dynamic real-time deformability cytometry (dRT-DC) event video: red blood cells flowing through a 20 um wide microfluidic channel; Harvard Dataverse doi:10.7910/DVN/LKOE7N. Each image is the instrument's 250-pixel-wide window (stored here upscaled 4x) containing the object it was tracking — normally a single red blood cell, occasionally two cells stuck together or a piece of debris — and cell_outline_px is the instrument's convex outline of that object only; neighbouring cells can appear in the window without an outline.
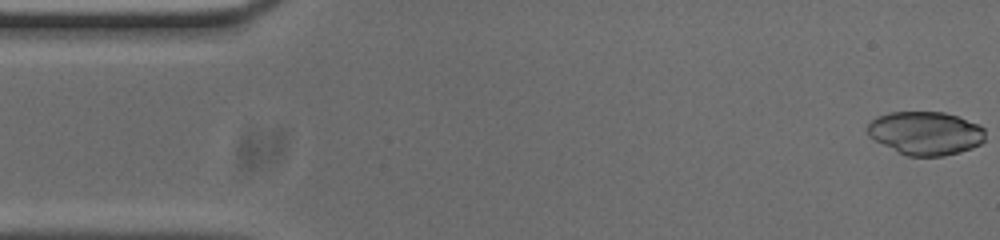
{"species": "common noctule bat (a hibernating species)", "species_latin": "Nyctalus noctula", "temperature_condition": "cold", "stored_images_in_passage": 53, "camera_frame_rate_fps": 3000, "um_per_image_px": 0.085, "animal": {"sex": "male", "body_mass_g": 20.0, "forearm_length_mm": 53.3}, "frame": {"image": 1, "passage_image": 1, "time_ms": 0.0, "image_size_px": [1000, 240], "cell_outline_px": [[984, 140], [980, 144], [972, 148], [960, 152], [944, 156], [908, 156], [868, 136], [868, 124], [876, 116], [888, 112], [944, 112], [956, 116], [976, 124], [984, 128]], "centroid_in_image_um": [78.67, 11.31], "position_along_channel_um": 6.3, "area_um2": 29.48}}